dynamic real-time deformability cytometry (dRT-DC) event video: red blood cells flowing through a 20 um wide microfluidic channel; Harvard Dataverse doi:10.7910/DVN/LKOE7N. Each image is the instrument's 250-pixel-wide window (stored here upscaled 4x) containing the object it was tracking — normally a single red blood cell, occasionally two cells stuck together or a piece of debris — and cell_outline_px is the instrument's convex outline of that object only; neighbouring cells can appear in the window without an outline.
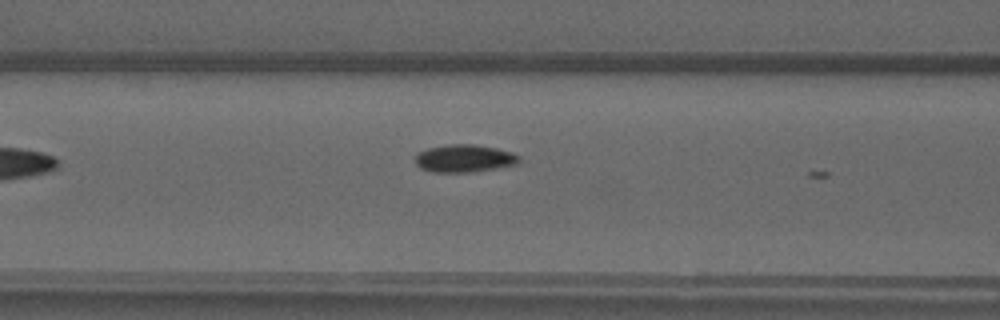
{"species": "common noctule bat (a hibernating species)", "species_latin": "Nyctalus noctula", "temperature_condition": "warm", "stored_images_in_passage": 9, "camera_frame_rate_fps": 3000, "um_per_image_px": 0.085, "animal": {"sex": "male", "forearm_length_mm": 52.5}, "frame": {"image": 1, "passage_image": 8, "time_ms": 2.333, "image_size_px": [1000, 320], "cell_outline_px": [[520, 160], [516, 164], [496, 168], [472, 172], [432, 172], [420, 168], [416, 164], [416, 152], [428, 148], [448, 144], [476, 144], [496, 148], [512, 152], [520, 156]], "centroid_in_image_um": [39.45, 13.46], "position_along_channel_um": 127.1, "area_um2": 16.82}}